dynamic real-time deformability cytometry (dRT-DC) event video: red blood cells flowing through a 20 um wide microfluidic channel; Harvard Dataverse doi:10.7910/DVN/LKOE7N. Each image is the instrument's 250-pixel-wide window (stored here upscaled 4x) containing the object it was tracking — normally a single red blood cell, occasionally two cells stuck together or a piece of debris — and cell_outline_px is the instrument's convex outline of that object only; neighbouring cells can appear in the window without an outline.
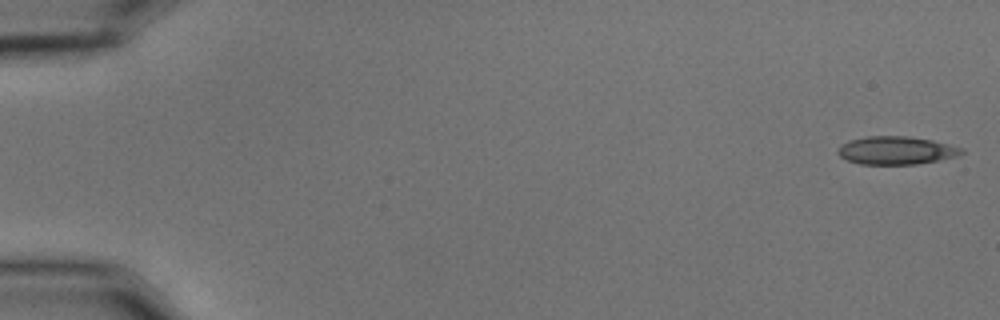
{"species": "common noctule bat (a hibernating species)", "species_latin": "Nyctalus noctula", "temperature_condition": "cold", "stored_images_in_passage": 14, "camera_frame_rate_fps": 3000, "um_per_image_px": 0.085, "animal": {"sex": "male", "body_mass_g": 15.6}, "frame": {"image": 1, "passage_image": 1, "time_ms": 0.0, "image_size_px": [1000, 320], "cell_outline_px": [[964, 152], [956, 156], [940, 160], [916, 164], [860, 164], [848, 160], [840, 156], [836, 152], [840, 144], [848, 140], [868, 136], [908, 136], [932, 140], [964, 148]], "centroid_in_image_um": [76.16, 12.78], "position_along_channel_um": 8.8, "area_um2": 20.29}}
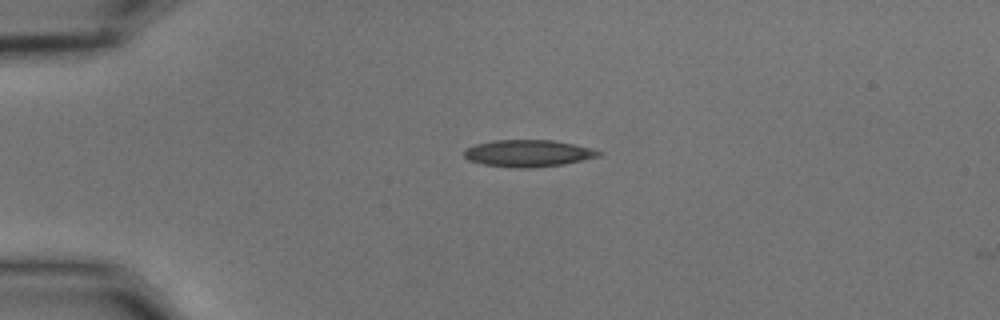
{"frame": {"image": 2, "passage_image": 13, "time_ms": 4.0, "image_size_px": [1000, 320], "cell_outline_px": [[604, 152], [600, 156], [564, 164], [532, 168], [512, 168], [484, 164], [468, 160], [464, 156], [464, 148], [476, 144], [492, 140], [552, 140], [592, 148]], "centroid_in_image_um": [44.88, 13.03], "position_along_channel_um": 40.1, "area_um2": 21.21}}